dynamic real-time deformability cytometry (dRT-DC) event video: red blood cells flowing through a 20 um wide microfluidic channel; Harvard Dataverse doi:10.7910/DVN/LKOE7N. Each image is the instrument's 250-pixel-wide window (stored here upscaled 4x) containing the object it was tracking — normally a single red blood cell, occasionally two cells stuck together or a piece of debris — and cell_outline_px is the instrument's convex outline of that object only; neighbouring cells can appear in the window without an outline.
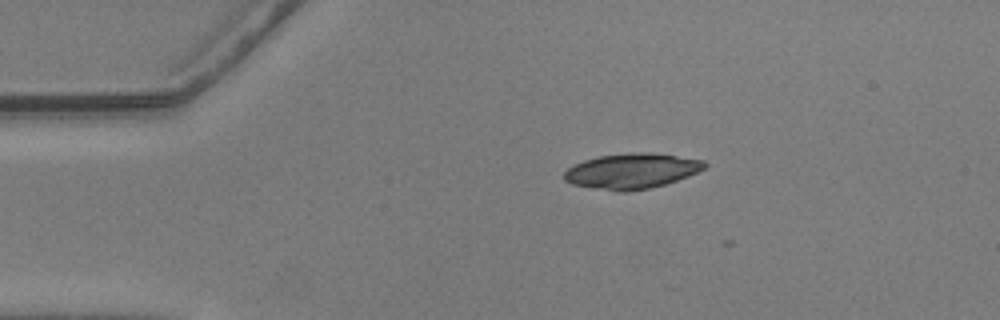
{"species": "common noctule bat (a hibernating species)", "species_latin": "Nyctalus noctula", "temperature_condition": "warm", "stored_images_in_passage": 2, "camera_frame_rate_fps": 3000, "um_per_image_px": 0.085, "animal": {"sex": "male", "body_mass_g": 20.5, "forearm_length_mm": 52.5}, "frame": {"image": 1, "passage_image": 1, "time_ms": 0.0, "image_size_px": [1000, 320], "cell_outline_px": [[708, 164], [704, 168], [688, 176], [664, 184], [648, 188], [624, 192], [616, 192], [572, 184], [564, 180], [564, 172], [568, 168], [584, 160], [600, 156], [632, 152], [648, 152], [704, 160]], "centroid_in_image_um": [53.68, 14.54], "position_along_channel_um": 31.3, "area_um2": 28.61}}